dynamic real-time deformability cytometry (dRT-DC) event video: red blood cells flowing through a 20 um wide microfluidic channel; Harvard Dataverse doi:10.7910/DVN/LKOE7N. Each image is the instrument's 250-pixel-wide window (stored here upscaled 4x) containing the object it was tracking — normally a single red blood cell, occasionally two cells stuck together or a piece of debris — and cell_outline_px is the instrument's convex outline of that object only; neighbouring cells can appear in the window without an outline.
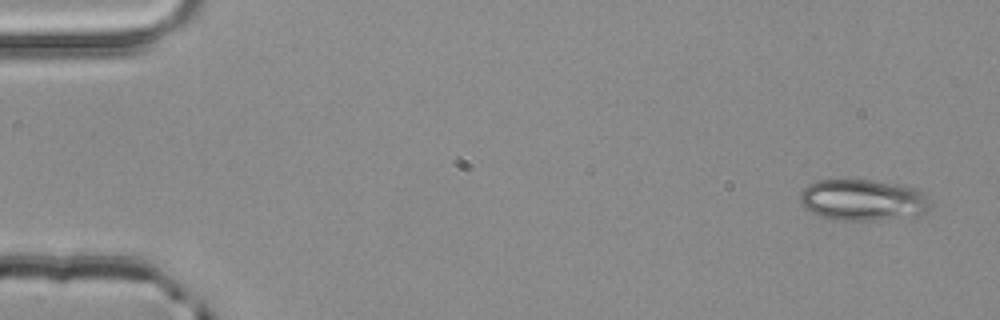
{"species": "common noctule bat (a hibernating species)", "species_latin": "Nyctalus noctula", "temperature_condition": "room temperature", "stored_images_in_passage": 3, "camera_frame_rate_fps": 3000, "um_per_image_px": 0.085, "animal": {"sex": "male", "body_mass_g": 20.4}, "frame": {"image": 1, "passage_image": 1, "time_ms": 0.0, "image_size_px": [1000, 320], "cell_outline_px": [[932, 208], [928, 212], [920, 216], [872, 220], [832, 220], [820, 216], [804, 208], [800, 204], [800, 192], [808, 184], [816, 180], [872, 180], [900, 184], [916, 188], [932, 204]], "centroid_in_image_um": [73.36, 17.01], "position_along_channel_um": 11.6, "area_um2": 31.79}}